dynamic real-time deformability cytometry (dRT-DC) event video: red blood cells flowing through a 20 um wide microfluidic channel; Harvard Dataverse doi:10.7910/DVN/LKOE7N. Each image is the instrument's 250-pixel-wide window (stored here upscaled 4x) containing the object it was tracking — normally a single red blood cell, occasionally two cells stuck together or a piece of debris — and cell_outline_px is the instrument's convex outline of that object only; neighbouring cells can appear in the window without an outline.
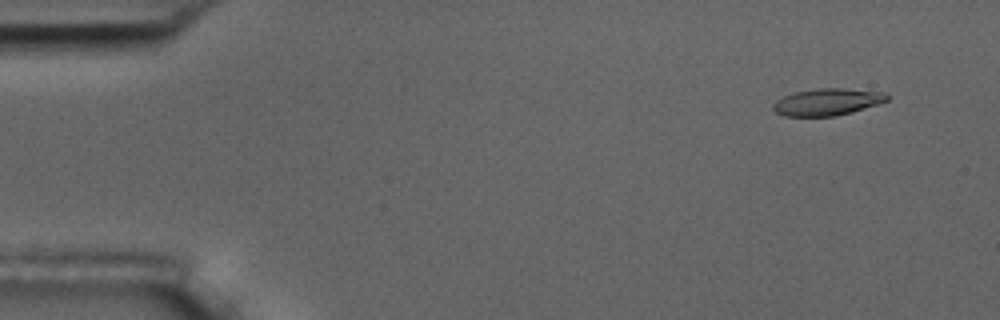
{"species": "common noctule bat (a hibernating species)", "species_latin": "Nyctalus noctula", "temperature_condition": "room temperature", "stored_images_in_passage": 4, "camera_frame_rate_fps": 3000, "um_per_image_px": 0.085, "animal": {"sex": "male", "body_mass_g": 17.5, "forearm_length_mm": 52.3}, "frame": {"image": 1, "passage_image": 2, "time_ms": 1.333, "image_size_px": [1000, 320], "cell_outline_px": [[888, 100], [852, 112], [836, 116], [784, 116], [776, 112], [772, 108], [772, 104], [776, 100], [784, 96], [796, 92], [816, 88], [840, 88], [884, 92], [888, 96]], "centroid_in_image_um": [70.28, 8.67], "position_along_channel_um": 14.7, "area_um2": 17.74}}